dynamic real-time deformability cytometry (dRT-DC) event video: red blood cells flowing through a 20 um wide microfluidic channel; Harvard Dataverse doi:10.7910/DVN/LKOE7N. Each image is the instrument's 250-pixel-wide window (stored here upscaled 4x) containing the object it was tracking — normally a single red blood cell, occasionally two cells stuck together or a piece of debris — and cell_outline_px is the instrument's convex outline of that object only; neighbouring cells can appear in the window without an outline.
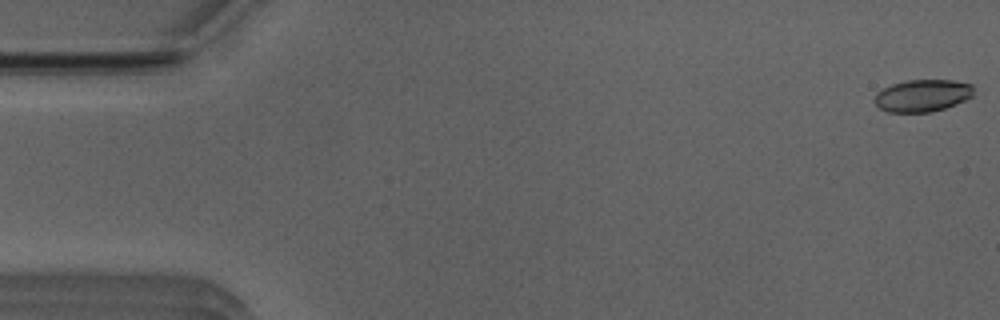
{"species": "Egyptian fruit bat (a non-hibernating species)", "species_latin": "Rousettus aegyptiacus", "temperature_condition": "room temperature", "stored_images_in_passage": 12, "camera_frame_rate_fps": 3000, "um_per_image_px": 0.085, "animal": {"sex": "male"}, "frame": {"image": 1, "passage_image": 1, "time_ms": 0.0, "image_size_px": [1000, 320], "cell_outline_px": [[972, 96], [956, 104], [932, 112], [888, 112], [880, 108], [876, 104], [876, 92], [892, 84], [908, 80], [952, 80], [972, 84]], "centroid_in_image_um": [78.41, 8.12], "position_along_channel_um": 6.6, "area_um2": 18.38}}